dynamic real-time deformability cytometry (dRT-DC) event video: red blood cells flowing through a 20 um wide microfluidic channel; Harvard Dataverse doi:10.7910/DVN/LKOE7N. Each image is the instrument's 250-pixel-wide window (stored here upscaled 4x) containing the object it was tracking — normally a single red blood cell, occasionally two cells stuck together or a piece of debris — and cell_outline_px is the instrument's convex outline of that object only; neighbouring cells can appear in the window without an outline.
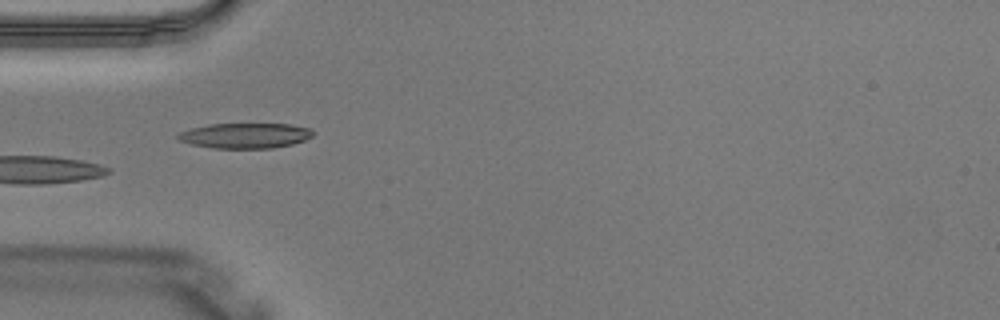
{"species": "Egyptian fruit bat (a non-hibernating species)", "species_latin": "Rousettus aegyptiacus", "temperature_condition": "warm", "stored_images_in_passage": 4, "camera_frame_rate_fps": 3000, "um_per_image_px": 0.085, "animal": {"sex": "male"}, "frame": {"image": 1, "passage_image": 4, "time_ms": 1.0, "image_size_px": [1000, 320], "cell_outline_px": [[316, 132], [312, 136], [304, 140], [292, 144], [272, 148], [212, 148], [192, 144], [180, 140], [176, 136], [180, 132], [192, 128], [208, 124], [288, 124], [312, 128]], "centroid_in_image_um": [20.88, 11.52], "position_along_channel_um": 64.1, "area_um2": 19.83}}